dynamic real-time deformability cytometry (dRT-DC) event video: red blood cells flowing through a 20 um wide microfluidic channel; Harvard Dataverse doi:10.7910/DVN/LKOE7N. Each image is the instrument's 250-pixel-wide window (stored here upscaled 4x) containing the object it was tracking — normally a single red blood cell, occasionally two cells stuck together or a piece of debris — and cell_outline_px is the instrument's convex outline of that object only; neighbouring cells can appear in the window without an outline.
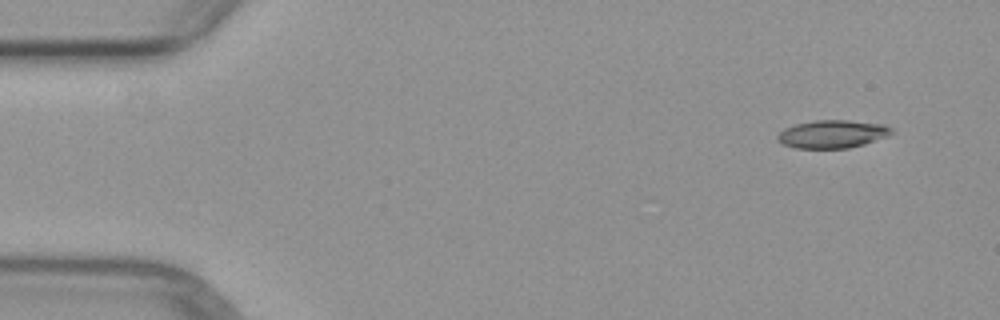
{"species": "common noctule bat (a hibernating species)", "species_latin": "Nyctalus noctula", "temperature_condition": "warm", "stored_images_in_passage": 4, "camera_frame_rate_fps": 3000, "um_per_image_px": 0.085, "animal": {"sex": "female", "body_mass_g": 29.2, "forearm_length_mm": 56.3}, "frame": {"image": 1, "passage_image": 1, "time_ms": 0.0, "image_size_px": [1000, 320], "cell_outline_px": [[892, 132], [888, 136], [864, 144], [848, 148], [796, 148], [784, 144], [776, 140], [776, 136], [784, 128], [796, 124], [816, 120], [848, 120], [884, 124], [892, 128]], "centroid_in_image_um": [70.75, 11.39], "position_along_channel_um": 14.3, "area_um2": 18.55}}
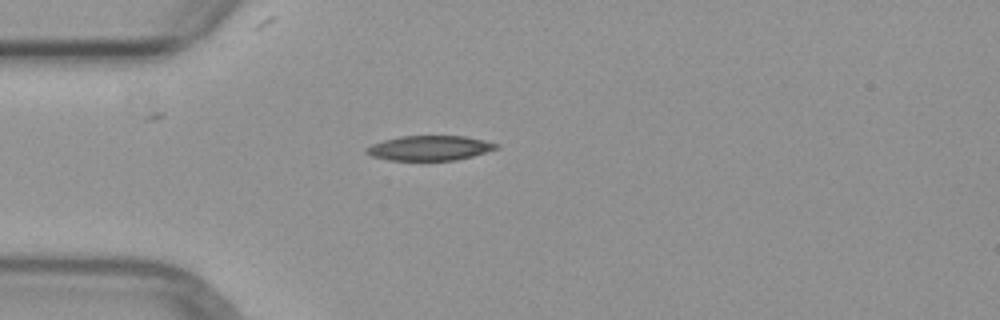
{"frame": {"image": 2, "passage_image": 4, "time_ms": 3.333, "image_size_px": [1000, 320], "cell_outline_px": [[500, 148], [472, 156], [456, 160], [388, 160], [372, 156], [364, 152], [364, 148], [372, 144], [384, 140], [400, 136], [464, 136], [484, 140], [500, 144]], "centroid_in_image_um": [36.52, 12.58], "position_along_channel_um": 48.5, "area_um2": 18.84}}